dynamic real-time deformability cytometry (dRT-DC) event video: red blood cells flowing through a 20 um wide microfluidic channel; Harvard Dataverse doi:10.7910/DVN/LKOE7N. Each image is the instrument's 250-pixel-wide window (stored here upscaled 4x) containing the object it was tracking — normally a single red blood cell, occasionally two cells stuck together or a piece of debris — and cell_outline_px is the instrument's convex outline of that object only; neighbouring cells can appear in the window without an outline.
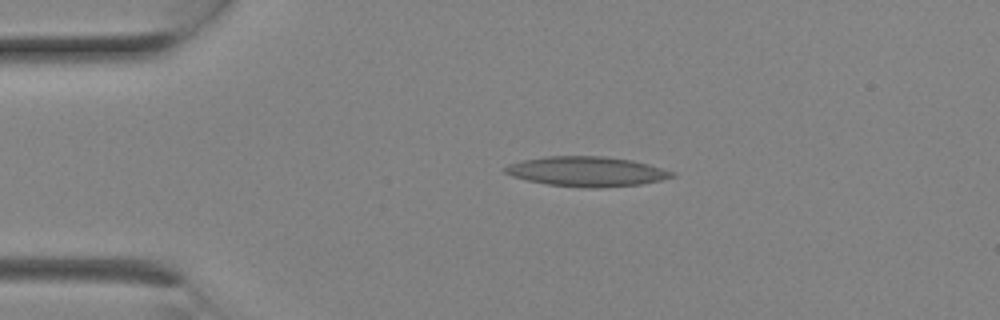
{"species": "Egyptian fruit bat (a non-hibernating species)", "species_latin": "Rousettus aegyptiacus", "temperature_condition": "room temperature", "stored_images_in_passage": 1, "camera_frame_rate_fps": 3000, "um_per_image_px": 0.085, "animal": {"sex": "female"}, "frame": {"image": 1, "passage_image": 1, "time_ms": 0.0, "image_size_px": [1000, 320], "cell_outline_px": [[676, 176], [660, 180], [640, 184], [600, 188], [588, 188], [548, 184], [528, 180], [512, 176], [504, 172], [504, 168], [508, 164], [524, 160], [544, 156], [604, 156], [632, 160], [648, 164], [676, 172]], "centroid_in_image_um": [49.89, 14.57], "position_along_channel_um": 35.1, "area_um2": 28.96}}